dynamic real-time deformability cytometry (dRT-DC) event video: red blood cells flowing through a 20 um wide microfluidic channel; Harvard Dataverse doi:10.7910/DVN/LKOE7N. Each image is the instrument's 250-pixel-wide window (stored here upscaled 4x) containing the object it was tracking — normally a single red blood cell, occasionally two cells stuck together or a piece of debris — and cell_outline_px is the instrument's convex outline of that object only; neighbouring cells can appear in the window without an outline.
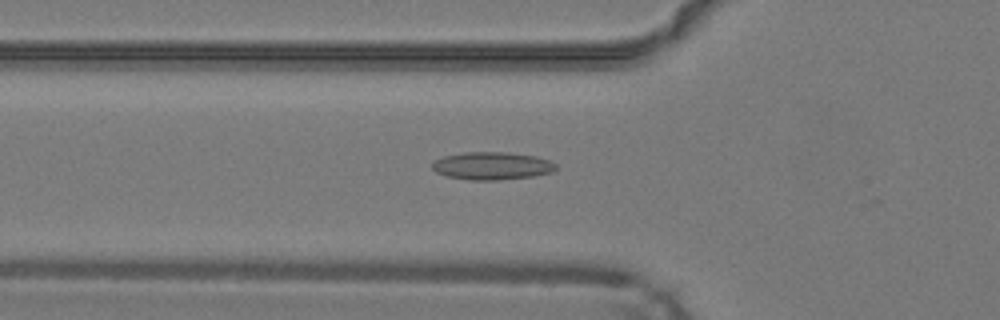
{"species": "common noctule bat (a hibernating species)", "species_latin": "Nyctalus noctula", "temperature_condition": "warm", "stored_images_in_passage": 43, "camera_frame_rate_fps": 3000, "um_per_image_px": 0.085, "animal": {"sex": "male", "body_mass_g": 19.2, "forearm_length_mm": 51.8}, "frame": {"image": 1, "passage_image": 11, "time_ms": 3.333, "image_size_px": [1000, 320], "cell_outline_px": [[556, 168], [552, 172], [532, 176], [496, 180], [472, 180], [448, 176], [436, 172], [432, 168], [432, 164], [436, 160], [444, 156], [464, 152], [508, 152], [536, 156], [548, 160], [556, 164]], "centroid_in_image_um": [41.82, 14.09], "position_along_channel_um": 84.0, "area_um2": 19.83}}
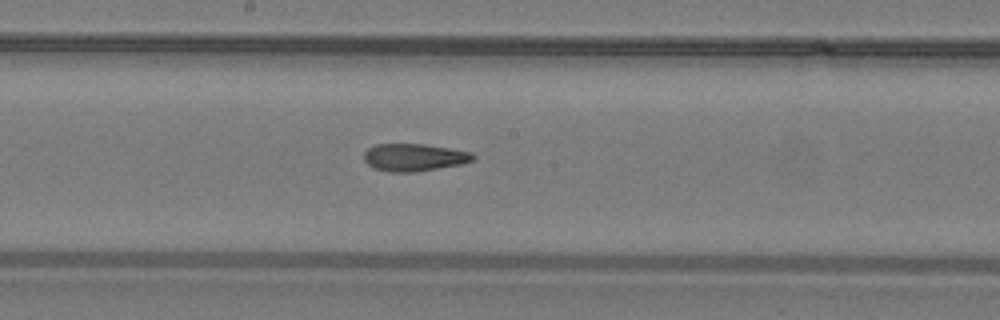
{"frame": {"image": 2, "passage_image": 20, "time_ms": 6.333, "image_size_px": [1000, 320], "cell_outline_px": [[476, 156], [472, 160], [460, 164], [412, 172], [388, 172], [376, 168], [368, 164], [364, 160], [364, 152], [368, 148], [376, 144], [424, 144], [472, 152]], "centroid_in_image_um": [35.17, 13.36], "position_along_channel_um": 213.0, "area_um2": 17.22}}
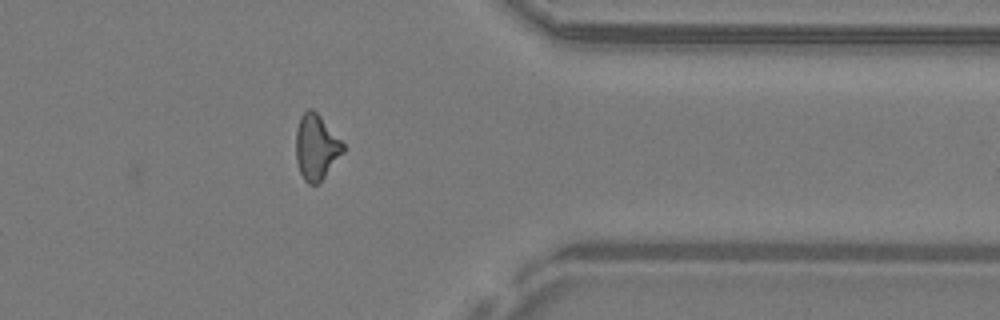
{"frame": {"image": 3, "passage_image": 33, "time_ms": 10.667, "image_size_px": [1000, 320], "cell_outline_px": [[344, 152], [324, 176], [316, 184], [308, 184], [304, 180], [300, 172], [296, 160], [296, 128], [300, 116], [308, 108], [312, 108], [320, 116], [344, 144]], "centroid_in_image_um": [26.86, 12.48], "position_along_channel_um": 384.5, "area_um2": 17.74}, "authors_computed_cell_mechanics": {"area_um2": 17.7446, "velocity_mm_per_s": 4.2838, "shape_relaxation_time_tau1_ms": null, "shape_relaxation_time_tau2_ms": 3.415, "deformation_change_tau1": null, "deformation_change_tau2": 0.1315}}